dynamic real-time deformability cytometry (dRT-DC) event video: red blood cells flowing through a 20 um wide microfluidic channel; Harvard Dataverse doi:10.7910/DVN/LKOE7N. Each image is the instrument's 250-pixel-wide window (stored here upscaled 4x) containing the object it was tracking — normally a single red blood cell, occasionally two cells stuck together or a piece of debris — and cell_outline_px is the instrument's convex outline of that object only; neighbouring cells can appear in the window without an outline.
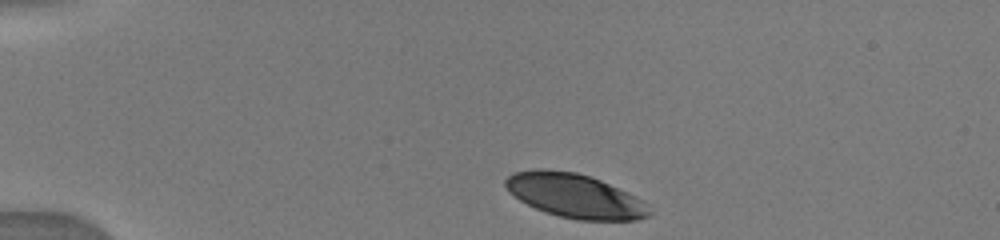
{"species": "human", "species_latin": "Homo sapiens", "temperature_condition": "warm", "stored_images_in_passage": 15, "camera_frame_rate_fps": 3000, "um_per_image_px": 0.085, "donor": {"sex": "male"}, "frame": {"image": 1, "passage_image": 1, "time_ms": 0.0, "image_size_px": [1000, 240], "cell_outline_px": [[652, 212], [648, 216], [636, 220], [576, 220], [544, 212], [520, 200], [508, 192], [504, 184], [504, 180], [512, 172], [536, 168], [544, 168], [576, 172], [592, 176], [628, 192], [636, 196]], "centroid_in_image_um": [48.82, 16.62], "position_along_channel_um": 36.2, "area_um2": 37.11}}
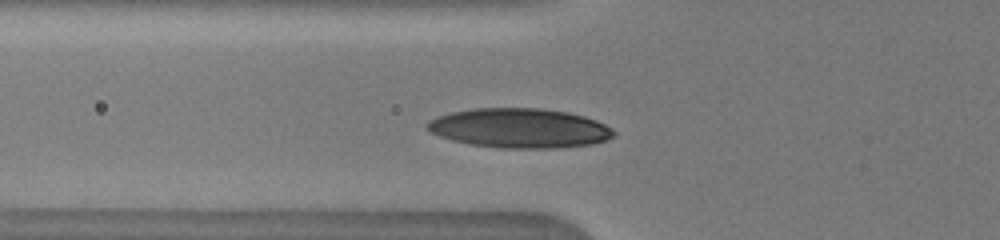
{"frame": {"image": 2, "passage_image": 8, "time_ms": 2.667, "image_size_px": [1000, 240], "cell_outline_px": [[616, 136], [608, 140], [592, 144], [556, 148], [500, 148], [468, 144], [452, 140], [440, 136], [424, 128], [424, 124], [428, 120], [436, 116], [452, 112], [472, 108], [544, 108], [568, 112], [584, 116], [596, 120], [612, 128], [616, 132]], "centroid_in_image_um": [44.16, 10.89], "position_along_channel_um": 81.6, "area_um2": 43.47}}
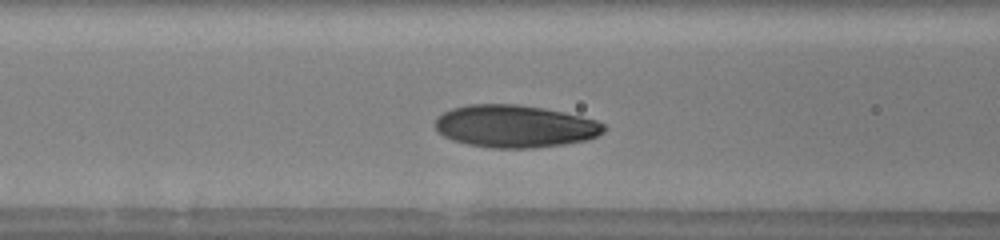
{"frame": {"image": 3, "passage_image": 11, "time_ms": 3.667, "image_size_px": [1000, 240], "cell_outline_px": [[608, 128], [604, 132], [588, 140], [564, 144], [532, 148], [492, 148], [468, 144], [452, 140], [444, 136], [432, 124], [436, 116], [452, 108], [468, 104], [516, 104], [544, 108], [564, 112], [596, 120], [604, 124]], "centroid_in_image_um": [43.76, 10.73], "position_along_channel_um": 122.8, "area_um2": 42.02}}